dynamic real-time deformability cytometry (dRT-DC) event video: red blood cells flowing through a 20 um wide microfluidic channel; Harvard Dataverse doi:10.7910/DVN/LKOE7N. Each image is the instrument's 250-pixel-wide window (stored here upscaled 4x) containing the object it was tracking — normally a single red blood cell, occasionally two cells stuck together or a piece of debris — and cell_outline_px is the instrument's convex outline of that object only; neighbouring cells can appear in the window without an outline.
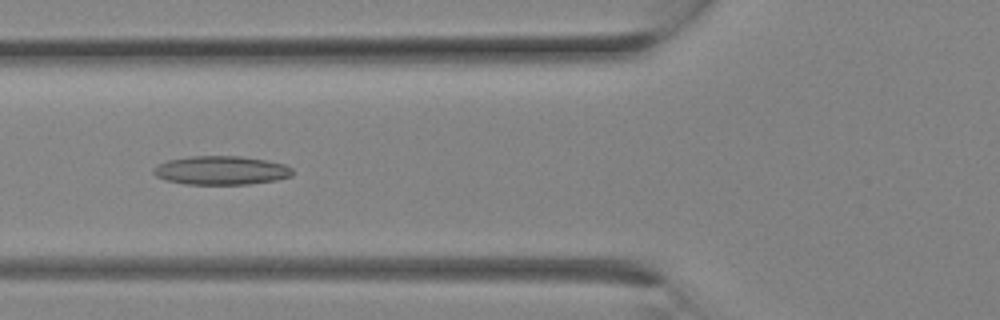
{"species": "Egyptian fruit bat (a non-hibernating species)", "species_latin": "Rousettus aegyptiacus", "temperature_condition": "room temperature", "stored_images_in_passage": 19, "camera_frame_rate_fps": 3000, "um_per_image_px": 0.085, "animal": {"sex": "female"}, "frame": {"image": 1, "passage_image": 3, "time_ms": 0.667, "image_size_px": [1000, 320], "cell_outline_px": [[292, 176], [276, 180], [248, 184], [184, 184], [164, 180], [156, 176], [152, 172], [152, 168], [168, 160], [188, 156], [240, 156], [268, 160], [284, 164], [292, 168]], "centroid_in_image_um": [18.78, 14.48], "position_along_channel_um": 107.0, "area_um2": 23.41}}
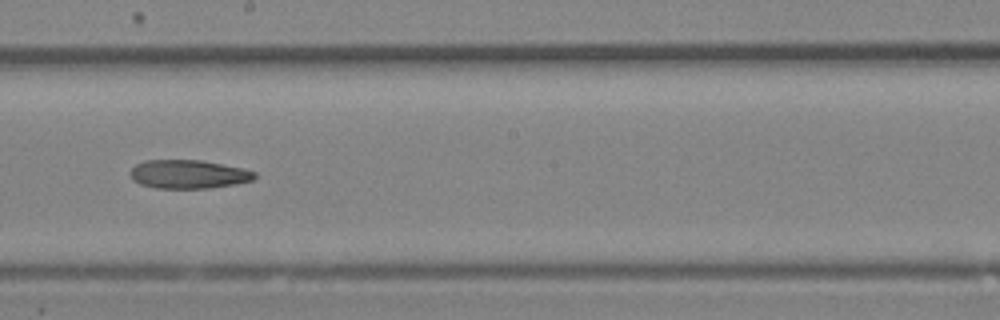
{"frame": {"image": 2, "passage_image": 8, "time_ms": 2.333, "image_size_px": [1000, 320], "cell_outline_px": [[256, 176], [252, 180], [232, 184], [208, 188], [156, 188], [140, 184], [132, 180], [128, 172], [136, 164], [144, 160], [200, 160], [244, 168], [256, 172]], "centroid_in_image_um": [15.97, 14.8], "position_along_channel_um": 232.2, "area_um2": 20.75}}
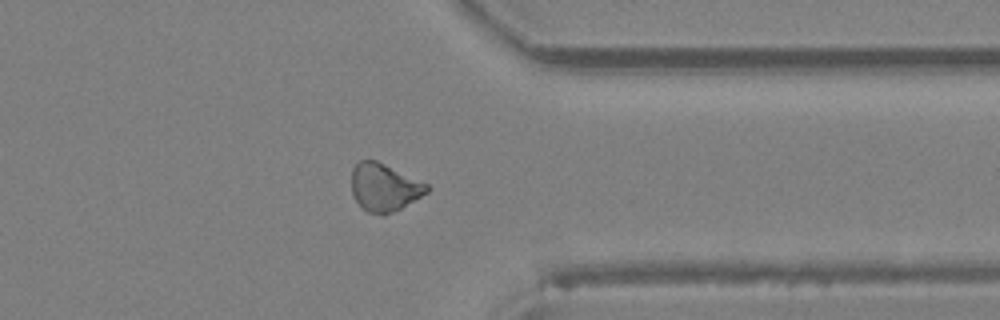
{"frame": {"image": 3, "passage_image": 14, "time_ms": 4.333, "image_size_px": [1000, 320], "cell_outline_px": [[428, 192], [400, 208], [384, 216], [368, 212], [360, 208], [352, 192], [352, 168], [360, 160], [376, 160], [428, 184]], "centroid_in_image_um": [32.63, 15.94], "position_along_channel_um": 378.8, "area_um2": 20.81}}